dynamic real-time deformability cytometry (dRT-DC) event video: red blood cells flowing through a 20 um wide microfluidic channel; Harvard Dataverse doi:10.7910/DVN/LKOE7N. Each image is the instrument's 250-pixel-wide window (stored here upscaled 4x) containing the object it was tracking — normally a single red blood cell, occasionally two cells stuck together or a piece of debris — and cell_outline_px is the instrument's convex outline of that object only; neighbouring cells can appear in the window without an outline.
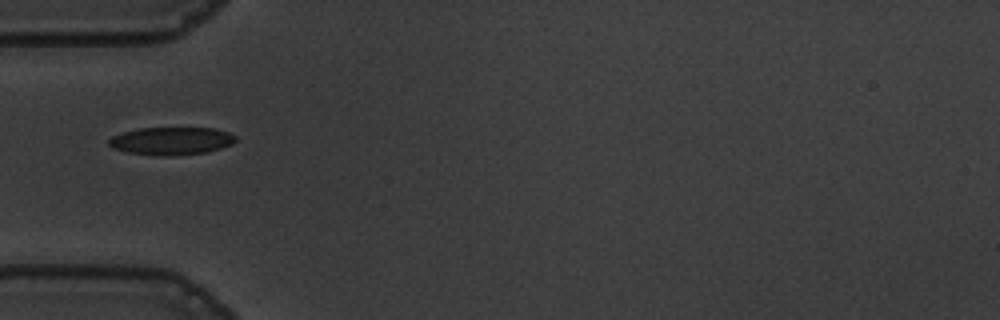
{"species": "common noctule bat (a hibernating species)", "species_latin": "Nyctalus noctula", "temperature_condition": "warm", "stored_images_in_passage": 28, "camera_frame_rate_fps": 3000, "um_per_image_px": 0.085, "animal": {"sex": "male", "body_mass_g": 19.5, "forearm_length_mm": 54.6}, "frame": {"image": 1, "passage_image": 1, "time_ms": 0.0, "image_size_px": [1000, 320], "cell_outline_px": [[236, 140], [232, 144], [208, 152], [168, 156], [160, 156], [128, 152], [112, 148], [108, 144], [108, 140], [112, 136], [124, 132], [140, 128], [216, 128], [228, 132], [236, 136]], "centroid_in_image_um": [14.57, 11.98], "position_along_channel_um": 70.4, "area_um2": 20.52}}